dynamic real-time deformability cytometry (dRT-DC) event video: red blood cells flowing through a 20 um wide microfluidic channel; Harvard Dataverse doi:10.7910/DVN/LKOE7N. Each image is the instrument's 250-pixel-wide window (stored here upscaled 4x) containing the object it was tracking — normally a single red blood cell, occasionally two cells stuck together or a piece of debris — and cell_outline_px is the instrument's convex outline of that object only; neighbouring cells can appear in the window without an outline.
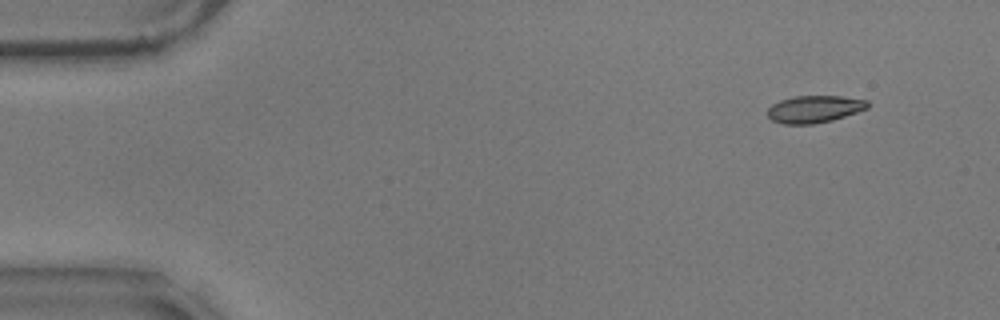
{"species": "common noctule bat (a hibernating species)", "species_latin": "Nyctalus noctula", "temperature_condition": "warm", "stored_images_in_passage": 55, "camera_frame_rate_fps": 3000, "um_per_image_px": 0.085, "animal": {"sex": "male", "body_mass_g": 17.9}, "frame": {"image": 1, "passage_image": 2, "time_ms": 0.333, "image_size_px": [1000, 320], "cell_outline_px": [[872, 104], [868, 108], [832, 120], [812, 124], [784, 124], [772, 120], [768, 116], [768, 108], [772, 104], [780, 100], [792, 96], [840, 96], [868, 100]], "centroid_in_image_um": [69.24, 9.26], "position_along_channel_um": 15.8, "area_um2": 15.9}}
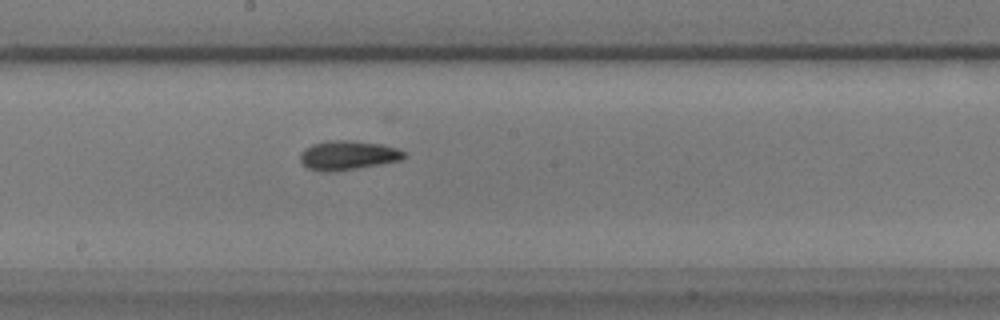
{"frame": {"image": 2, "passage_image": 28, "time_ms": 9.0, "image_size_px": [1000, 320], "cell_outline_px": [[404, 156], [400, 160], [380, 164], [356, 168], [328, 172], [320, 172], [308, 168], [300, 164], [300, 152], [304, 148], [312, 144], [328, 140], [352, 140], [380, 144], [396, 148], [404, 152]], "centroid_in_image_um": [29.48, 13.19], "position_along_channel_um": 218.7, "area_um2": 17.69}}
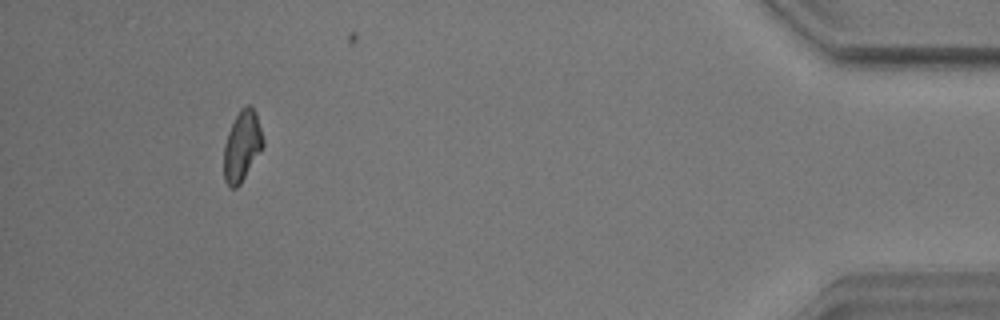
{"frame": {"image": 3, "passage_image": 50, "time_ms": 16.333, "image_size_px": [1000, 320], "cell_outline_px": [[264, 144], [240, 184], [236, 188], [232, 188], [224, 180], [224, 144], [228, 132], [240, 108], [248, 104], [256, 112], [264, 140]], "centroid_in_image_um": [20.57, 12.39], "position_along_channel_um": 414.6, "area_um2": 15.84}, "authors_computed_cell_mechanics": {"area_um2": 16.5308, "velocity_mm_per_s": 3.5516, "shape_relaxation_time_tau1_ms": 3.7748, "shape_relaxation_time_tau2_ms": 3.5436, "deformation_change_tau1": 0.1156, "deformation_change_tau2": 0.0919}}